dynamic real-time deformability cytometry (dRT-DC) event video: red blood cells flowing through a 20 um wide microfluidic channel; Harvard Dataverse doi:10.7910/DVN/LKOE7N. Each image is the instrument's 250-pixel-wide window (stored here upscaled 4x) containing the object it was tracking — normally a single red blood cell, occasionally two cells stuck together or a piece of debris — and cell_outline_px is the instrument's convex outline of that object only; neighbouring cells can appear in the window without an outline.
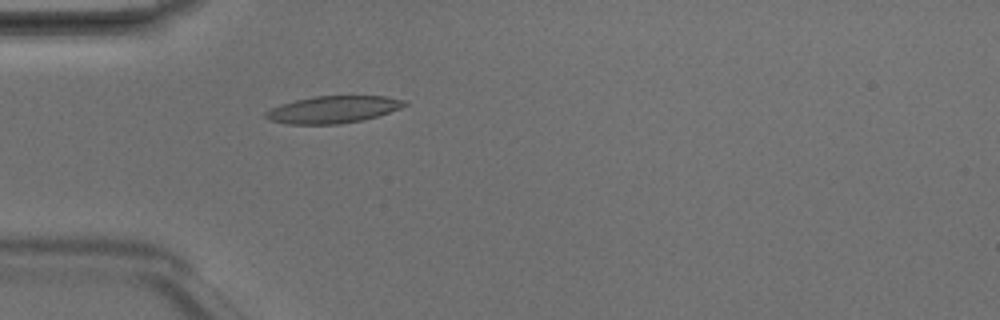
{"species": "Egyptian fruit bat (a non-hibernating species)", "species_latin": "Rousettus aegyptiacus", "temperature_condition": "room temperature", "stored_images_in_passage": 1, "camera_frame_rate_fps": 3000, "um_per_image_px": 0.085, "animal": {"sex": "male"}, "frame": {"image": 1, "passage_image": 1, "time_ms": 0.0, "image_size_px": [1000, 320], "cell_outline_px": [[408, 104], [400, 108], [364, 120], [340, 124], [288, 124], [268, 120], [264, 116], [264, 112], [280, 104], [296, 100], [316, 96], [384, 96], [408, 100]], "centroid_in_image_um": [28.31, 9.31], "position_along_channel_um": 56.7, "area_um2": 21.96}}